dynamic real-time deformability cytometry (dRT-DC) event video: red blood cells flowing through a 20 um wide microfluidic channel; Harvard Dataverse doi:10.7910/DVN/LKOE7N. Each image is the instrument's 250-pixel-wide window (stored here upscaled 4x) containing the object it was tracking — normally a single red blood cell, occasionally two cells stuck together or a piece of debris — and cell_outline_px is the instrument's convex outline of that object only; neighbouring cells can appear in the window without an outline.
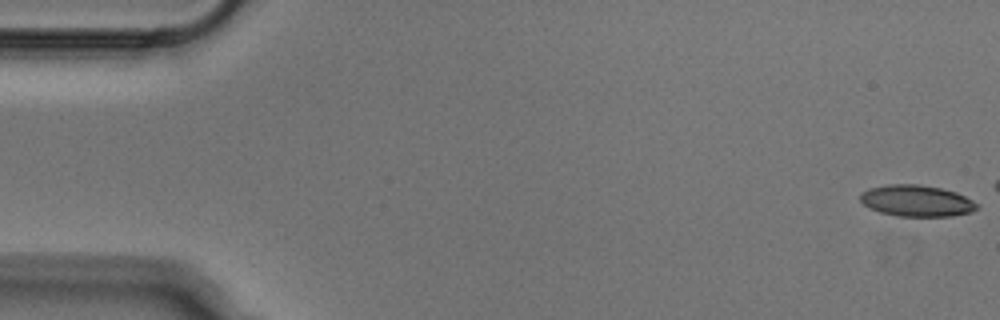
{"species": "Egyptian fruit bat (a non-hibernating species)", "species_latin": "Rousettus aegyptiacus", "temperature_condition": "cold", "stored_images_in_passage": 11, "camera_frame_rate_fps": 3000, "um_per_image_px": 0.085, "animal": {"sex": "male"}, "frame": {"image": 1, "passage_image": 1, "time_ms": 0.0, "image_size_px": [1000, 320], "cell_outline_px": [[980, 208], [972, 212], [952, 216], [896, 216], [880, 212], [868, 208], [860, 200], [860, 192], [868, 188], [888, 184], [916, 184], [940, 188], [956, 192], [980, 204]], "centroid_in_image_um": [77.91, 17.07], "position_along_channel_um": 7.1, "area_um2": 21.56}}